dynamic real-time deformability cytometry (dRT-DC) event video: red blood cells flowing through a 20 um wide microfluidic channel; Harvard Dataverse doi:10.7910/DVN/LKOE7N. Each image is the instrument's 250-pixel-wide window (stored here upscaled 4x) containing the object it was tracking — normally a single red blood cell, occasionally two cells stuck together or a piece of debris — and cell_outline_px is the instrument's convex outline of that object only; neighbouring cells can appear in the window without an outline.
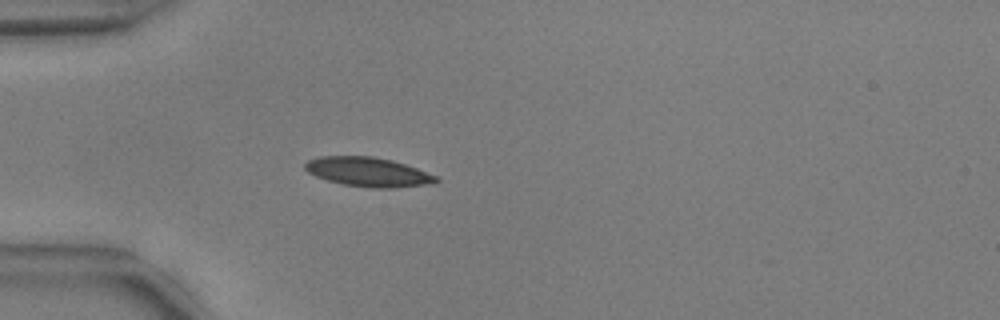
{"species": "common noctule bat (a hibernating species)", "species_latin": "Nyctalus noctula", "temperature_condition": "warm", "stored_images_in_passage": 39, "camera_frame_rate_fps": 3000, "um_per_image_px": 0.085, "animal": {"sex": "male", "body_mass_g": 17.9, "forearm_length_mm": 54.2}, "frame": {"image": 1, "passage_image": 1, "time_ms": 0.0, "image_size_px": [1000, 320], "cell_outline_px": [[440, 180], [436, 184], [392, 188], [372, 188], [344, 184], [328, 180], [316, 176], [308, 172], [304, 168], [304, 164], [308, 160], [320, 156], [372, 156], [392, 160], [416, 168], [436, 176]], "centroid_in_image_um": [31.31, 14.62], "position_along_channel_um": 53.7, "area_um2": 22.37}}
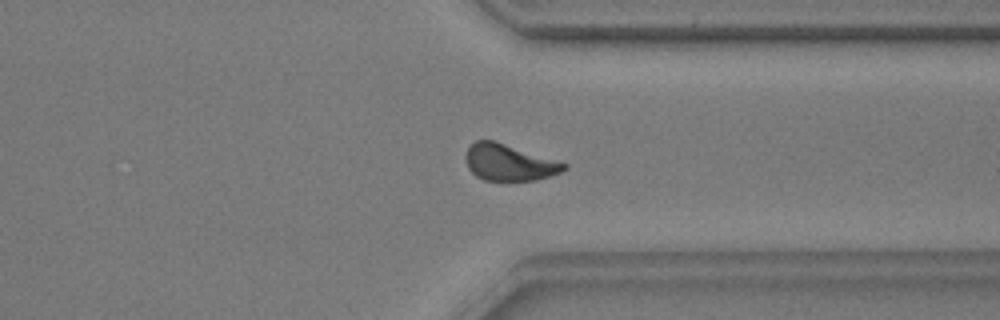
{"frame": {"image": 2, "passage_image": 27, "time_ms": 8.667, "image_size_px": [1000, 320], "cell_outline_px": [[568, 168], [560, 172], [536, 180], [484, 180], [476, 176], [468, 168], [464, 156], [468, 148], [476, 140], [492, 140], [568, 164]], "centroid_in_image_um": [43.24, 13.82], "position_along_channel_um": 368.2, "area_um2": 20.52}}
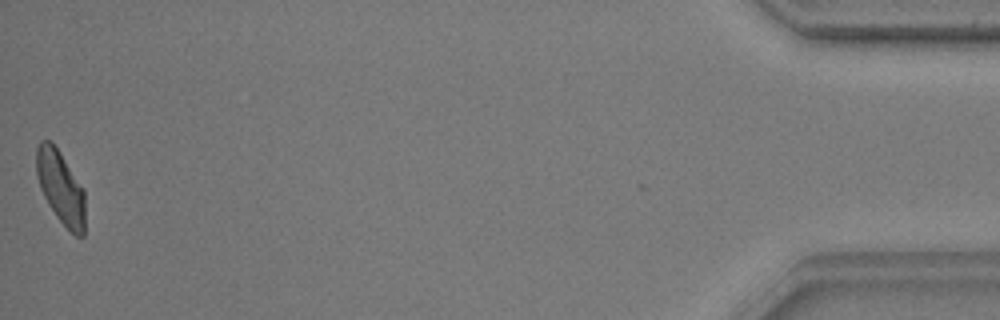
{"frame": {"image": 3, "passage_image": 39, "time_ms": 12.667, "image_size_px": [1000, 320], "cell_outline_px": [[84, 236], [76, 236], [56, 216], [48, 204], [40, 188], [36, 176], [36, 148], [40, 140], [48, 140], [60, 152], [84, 188]], "centroid_in_image_um": [5.14, 15.9], "position_along_channel_um": 430.1, "area_um2": 20.63}, "authors_computed_cell_mechanics": {"area_um2": 21.5016, "velocity_mm_per_s": 3.7442, "shape_relaxation_time_tau1_ms": 3.6338, "shape_relaxation_time_tau2_ms": 1.7945, "deformation_change_tau1": 0.131, "deformation_change_tau2": 0.0673}}